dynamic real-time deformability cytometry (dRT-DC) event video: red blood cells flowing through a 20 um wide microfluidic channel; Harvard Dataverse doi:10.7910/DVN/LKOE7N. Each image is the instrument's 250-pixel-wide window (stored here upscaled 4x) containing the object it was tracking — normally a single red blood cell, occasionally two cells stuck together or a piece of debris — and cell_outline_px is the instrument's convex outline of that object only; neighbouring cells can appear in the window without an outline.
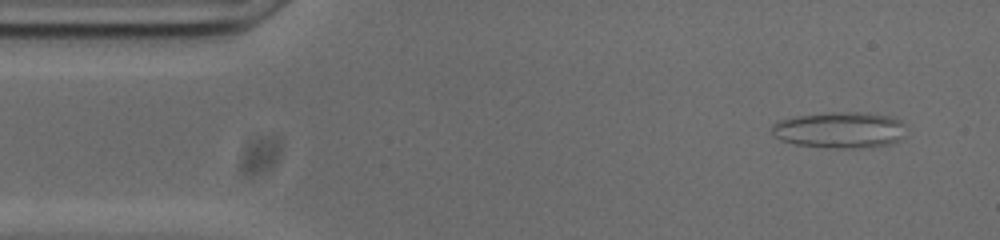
{"species": "common noctule bat (a hibernating species)", "species_latin": "Nyctalus noctula", "temperature_condition": "cold", "stored_images_in_passage": 46, "camera_frame_rate_fps": 3000, "um_per_image_px": 0.085, "animal": {"sex": "male", "body_mass_g": 20.0, "forearm_length_mm": 53.3}, "frame": {"image": 1, "passage_image": 1, "time_ms": 0.0, "image_size_px": [1000, 240], "cell_outline_px": [[900, 124], [896, 140], [880, 144], [796, 144], [784, 140], [776, 136], [772, 132], [772, 124], [776, 120], [796, 116], [828, 112], [868, 112], [892, 116], [900, 120]], "centroid_in_image_um": [71.22, 10.93], "position_along_channel_um": 13.8, "area_um2": 25.89}}
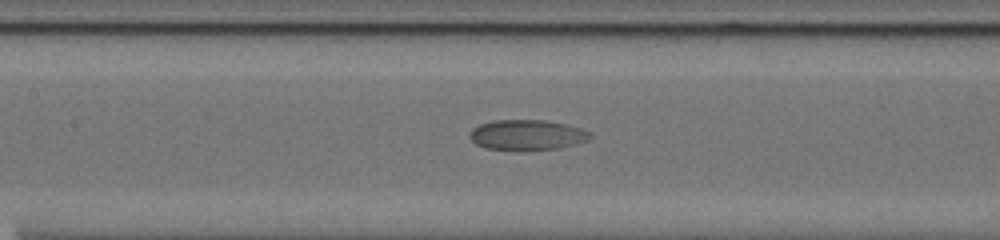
{"frame": {"image": 2, "passage_image": 21, "time_ms": 6.667, "image_size_px": [1000, 240], "cell_outline_px": [[592, 136], [588, 140], [576, 144], [560, 148], [484, 148], [476, 144], [468, 136], [472, 128], [480, 124], [492, 120], [544, 120], [568, 124], [592, 132]], "centroid_in_image_um": [44.82, 11.43], "position_along_channel_um": 162.6, "area_um2": 20.87}}
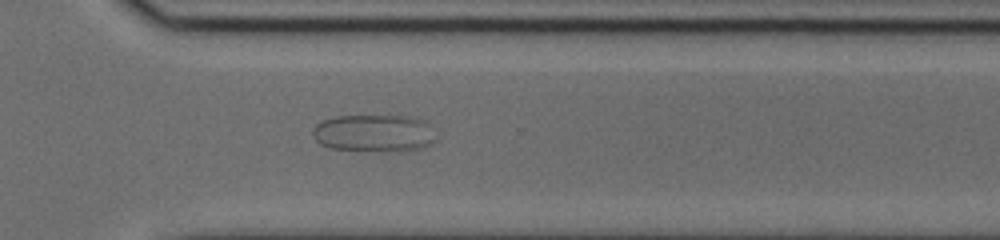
{"frame": {"image": 3, "passage_image": 36, "time_ms": 11.667, "image_size_px": [1000, 240], "cell_outline_px": [[436, 140], [432, 144], [424, 148], [396, 152], [384, 152], [328, 148], [320, 144], [312, 136], [312, 128], [316, 124], [324, 120], [336, 116], [412, 116], [424, 120], [432, 124]], "centroid_in_image_um": [31.84, 11.33], "position_along_channel_um": 338.8, "area_um2": 27.57}}